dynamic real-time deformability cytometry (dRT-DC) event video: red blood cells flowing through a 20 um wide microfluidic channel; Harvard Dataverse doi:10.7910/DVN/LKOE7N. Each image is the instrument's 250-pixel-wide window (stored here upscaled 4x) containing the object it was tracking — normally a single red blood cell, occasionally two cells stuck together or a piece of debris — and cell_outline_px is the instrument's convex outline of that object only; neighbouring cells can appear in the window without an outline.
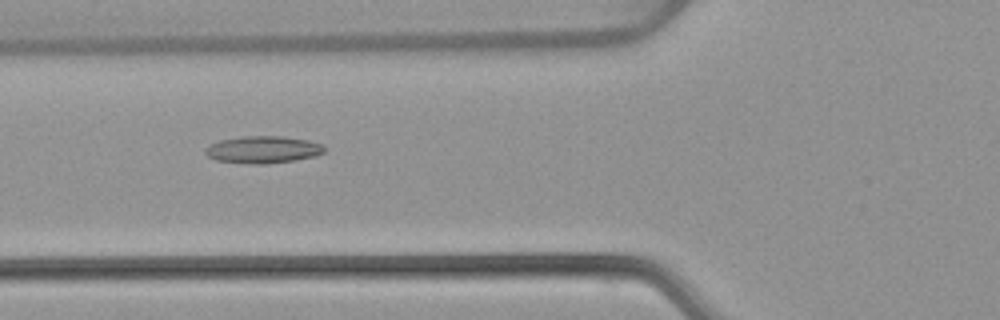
{"species": "common noctule bat (a hibernating species)", "species_latin": "Nyctalus noctula", "temperature_condition": "warm", "stored_images_in_passage": 53, "camera_frame_rate_fps": 3000, "um_per_image_px": 0.085, "animal": {"sex": "female", "body_mass_g": 22.7, "forearm_length_mm": 54.2}, "frame": {"image": 1, "passage_image": 20, "time_ms": 6.333, "image_size_px": [1000, 320], "cell_outline_px": [[324, 152], [316, 156], [296, 160], [268, 164], [252, 164], [216, 160], [208, 156], [204, 152], [204, 148], [208, 144], [220, 140], [240, 136], [284, 136], [308, 140], [324, 144]], "centroid_in_image_um": [22.35, 12.71], "position_along_channel_um": 103.5, "area_um2": 19.13}}
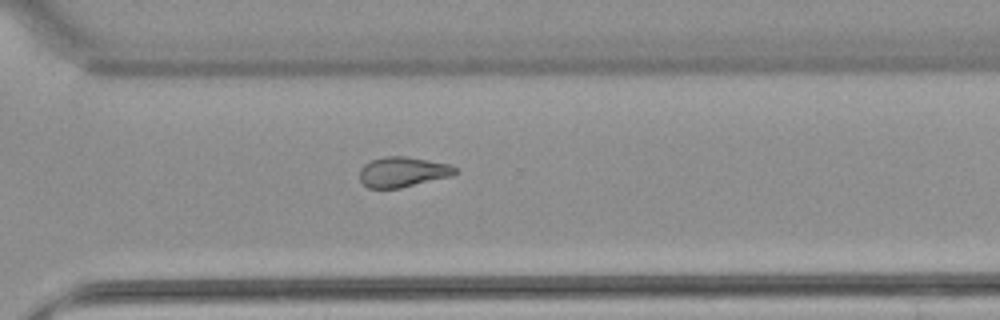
{"frame": {"image": 2, "passage_image": 38, "time_ms": 12.333, "image_size_px": [1000, 320], "cell_outline_px": [[456, 172], [452, 176], [400, 188], [368, 188], [360, 180], [360, 168], [364, 164], [372, 160], [384, 156], [404, 156], [448, 164], [456, 168]], "centroid_in_image_um": [34.2, 14.62], "position_along_channel_um": 336.4, "area_um2": 16.65}}
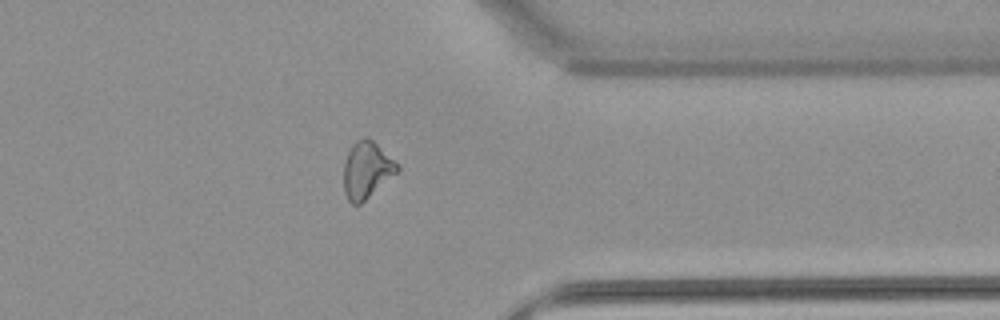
{"frame": {"image": 3, "passage_image": 42, "time_ms": 13.667, "image_size_px": [1000, 320], "cell_outline_px": [[400, 168], [396, 172], [360, 204], [352, 204], [348, 200], [344, 192], [344, 164], [348, 152], [352, 144], [356, 140], [364, 136], [372, 140], [400, 164]], "centroid_in_image_um": [31.16, 14.42], "position_along_channel_um": 380.2, "area_um2": 17.46}, "authors_computed_cell_mechanics": {"area_um2": 18.2648, "velocity_mm_per_s": 3.8825, "shape_relaxation_time_tau1_ms": null, "shape_relaxation_time_tau2_ms": 3.6708, "deformation_change_tau1": null, "deformation_change_tau2": 0.1193}}